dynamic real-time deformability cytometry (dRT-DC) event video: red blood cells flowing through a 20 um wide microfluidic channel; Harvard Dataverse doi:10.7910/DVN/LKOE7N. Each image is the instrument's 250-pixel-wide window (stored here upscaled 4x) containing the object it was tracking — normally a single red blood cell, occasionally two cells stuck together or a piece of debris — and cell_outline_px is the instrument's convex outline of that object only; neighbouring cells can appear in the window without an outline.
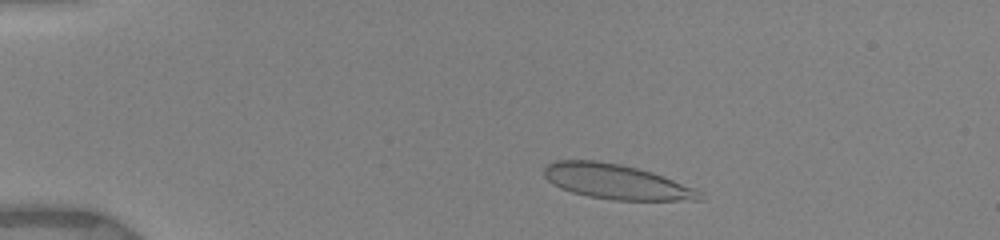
{"species": "human", "species_latin": "Homo sapiens", "temperature_condition": "warm", "stored_images_in_passage": 50, "camera_frame_rate_fps": 3000, "um_per_image_px": 0.085, "donor": {"sex": "female"}, "frame": {"image": 1, "passage_image": 5, "time_ms": 1.667, "image_size_px": [1000, 240], "cell_outline_px": [[704, 200], [612, 200], [588, 196], [572, 192], [560, 188], [552, 184], [544, 176], [544, 164], [556, 160], [596, 160], [620, 164], [652, 172], [664, 176], [696, 188], [704, 192]], "centroid_in_image_um": [52.4, 15.44], "position_along_channel_um": 32.6, "area_um2": 31.96}}
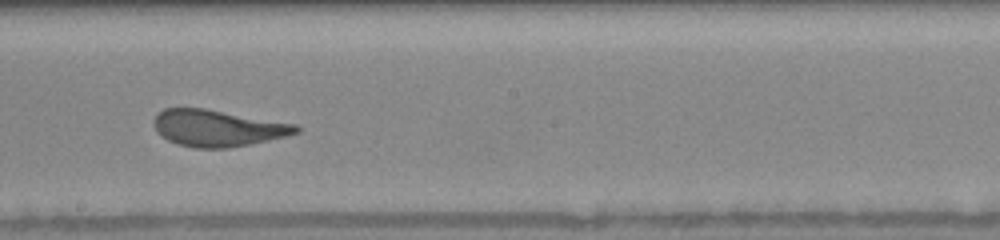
{"frame": {"image": 2, "passage_image": 27, "time_ms": 8.333, "image_size_px": [1000, 240], "cell_outline_px": [[300, 132], [268, 140], [228, 148], [196, 148], [176, 144], [160, 136], [156, 132], [156, 112], [164, 108], [204, 108], [296, 124], [300, 128]], "centroid_in_image_um": [18.48, 10.89], "position_along_channel_um": 229.7, "area_um2": 30.11}}
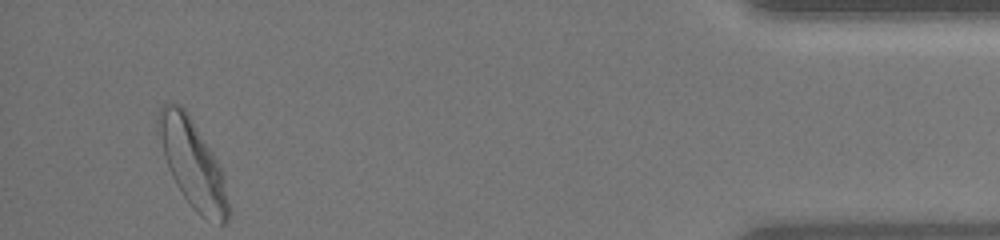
{"frame": {"image": 3, "passage_image": 49, "time_ms": 14.667, "image_size_px": [1000, 240], "cell_outline_px": [[232, 212], [228, 220], [224, 224], [220, 224], [200, 216], [192, 208], [176, 184], [168, 168], [164, 156], [156, 128], [156, 120], [160, 108], [164, 104], [180, 104], [188, 112], [224, 172]], "centroid_in_image_um": [16.41, 13.95], "position_along_channel_um": 418.8, "area_um2": 36.24}, "authors_computed_cell_mechanics": {"area_um2": 31.9634, "velocity_mm_per_s": 3.927, "shape_relaxation_time_tau1_ms": 6.5067, "shape_relaxation_time_tau2_ms": null, "deformation_change_tau1": 0.2258, "deformation_change_tau2": null}}